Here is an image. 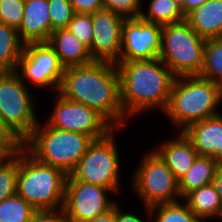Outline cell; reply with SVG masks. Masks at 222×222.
Instances as JSON below:
<instances>
[{
    "label": "cell",
    "mask_w": 222,
    "mask_h": 222,
    "mask_svg": "<svg viewBox=\"0 0 222 222\" xmlns=\"http://www.w3.org/2000/svg\"><path fill=\"white\" fill-rule=\"evenodd\" d=\"M25 0H0V22L18 29L24 15Z\"/></svg>",
    "instance_id": "f546056e"
},
{
    "label": "cell",
    "mask_w": 222,
    "mask_h": 222,
    "mask_svg": "<svg viewBox=\"0 0 222 222\" xmlns=\"http://www.w3.org/2000/svg\"><path fill=\"white\" fill-rule=\"evenodd\" d=\"M207 0H184V6L181 8L185 17L193 10L199 8Z\"/></svg>",
    "instance_id": "8d00e7d4"
},
{
    "label": "cell",
    "mask_w": 222,
    "mask_h": 222,
    "mask_svg": "<svg viewBox=\"0 0 222 222\" xmlns=\"http://www.w3.org/2000/svg\"><path fill=\"white\" fill-rule=\"evenodd\" d=\"M162 26L143 18L124 19L119 61L159 59Z\"/></svg>",
    "instance_id": "4fadbf2b"
},
{
    "label": "cell",
    "mask_w": 222,
    "mask_h": 222,
    "mask_svg": "<svg viewBox=\"0 0 222 222\" xmlns=\"http://www.w3.org/2000/svg\"><path fill=\"white\" fill-rule=\"evenodd\" d=\"M106 187L66 180L63 209L70 222H86L106 212L116 203L107 198Z\"/></svg>",
    "instance_id": "7c38bea8"
},
{
    "label": "cell",
    "mask_w": 222,
    "mask_h": 222,
    "mask_svg": "<svg viewBox=\"0 0 222 222\" xmlns=\"http://www.w3.org/2000/svg\"><path fill=\"white\" fill-rule=\"evenodd\" d=\"M23 147V143L5 125L0 115V149L5 154H12Z\"/></svg>",
    "instance_id": "1f68e13d"
},
{
    "label": "cell",
    "mask_w": 222,
    "mask_h": 222,
    "mask_svg": "<svg viewBox=\"0 0 222 222\" xmlns=\"http://www.w3.org/2000/svg\"><path fill=\"white\" fill-rule=\"evenodd\" d=\"M4 155H6V154L0 149V159H1Z\"/></svg>",
    "instance_id": "ab89813d"
},
{
    "label": "cell",
    "mask_w": 222,
    "mask_h": 222,
    "mask_svg": "<svg viewBox=\"0 0 222 222\" xmlns=\"http://www.w3.org/2000/svg\"><path fill=\"white\" fill-rule=\"evenodd\" d=\"M93 38L89 48L93 61L117 64L121 53L122 24L124 18L102 8L91 13Z\"/></svg>",
    "instance_id": "5bb4252c"
},
{
    "label": "cell",
    "mask_w": 222,
    "mask_h": 222,
    "mask_svg": "<svg viewBox=\"0 0 222 222\" xmlns=\"http://www.w3.org/2000/svg\"><path fill=\"white\" fill-rule=\"evenodd\" d=\"M66 178L61 169L39 162L24 147L19 150L16 193L36 210L63 208Z\"/></svg>",
    "instance_id": "277c9868"
},
{
    "label": "cell",
    "mask_w": 222,
    "mask_h": 222,
    "mask_svg": "<svg viewBox=\"0 0 222 222\" xmlns=\"http://www.w3.org/2000/svg\"><path fill=\"white\" fill-rule=\"evenodd\" d=\"M47 124L61 130L83 133L93 140L105 137L114 127L95 109L58 95Z\"/></svg>",
    "instance_id": "8fae6325"
},
{
    "label": "cell",
    "mask_w": 222,
    "mask_h": 222,
    "mask_svg": "<svg viewBox=\"0 0 222 222\" xmlns=\"http://www.w3.org/2000/svg\"><path fill=\"white\" fill-rule=\"evenodd\" d=\"M114 128L105 137L94 140L66 180H77L117 191L120 162L113 138Z\"/></svg>",
    "instance_id": "ba28073f"
},
{
    "label": "cell",
    "mask_w": 222,
    "mask_h": 222,
    "mask_svg": "<svg viewBox=\"0 0 222 222\" xmlns=\"http://www.w3.org/2000/svg\"><path fill=\"white\" fill-rule=\"evenodd\" d=\"M177 135V138L165 141L156 152L179 180L189 171L199 155L182 131Z\"/></svg>",
    "instance_id": "e0dca14e"
},
{
    "label": "cell",
    "mask_w": 222,
    "mask_h": 222,
    "mask_svg": "<svg viewBox=\"0 0 222 222\" xmlns=\"http://www.w3.org/2000/svg\"><path fill=\"white\" fill-rule=\"evenodd\" d=\"M66 29L86 47H91L94 32L91 14L75 13Z\"/></svg>",
    "instance_id": "f1b7e54d"
},
{
    "label": "cell",
    "mask_w": 222,
    "mask_h": 222,
    "mask_svg": "<svg viewBox=\"0 0 222 222\" xmlns=\"http://www.w3.org/2000/svg\"><path fill=\"white\" fill-rule=\"evenodd\" d=\"M148 14L143 11L141 18L146 22L161 26L186 20L181 7L173 0H150Z\"/></svg>",
    "instance_id": "cb8c5ba5"
},
{
    "label": "cell",
    "mask_w": 222,
    "mask_h": 222,
    "mask_svg": "<svg viewBox=\"0 0 222 222\" xmlns=\"http://www.w3.org/2000/svg\"><path fill=\"white\" fill-rule=\"evenodd\" d=\"M23 48L18 30L0 22V69L16 71Z\"/></svg>",
    "instance_id": "7402d4cb"
},
{
    "label": "cell",
    "mask_w": 222,
    "mask_h": 222,
    "mask_svg": "<svg viewBox=\"0 0 222 222\" xmlns=\"http://www.w3.org/2000/svg\"><path fill=\"white\" fill-rule=\"evenodd\" d=\"M86 222H116V204L106 212Z\"/></svg>",
    "instance_id": "e575fe53"
},
{
    "label": "cell",
    "mask_w": 222,
    "mask_h": 222,
    "mask_svg": "<svg viewBox=\"0 0 222 222\" xmlns=\"http://www.w3.org/2000/svg\"><path fill=\"white\" fill-rule=\"evenodd\" d=\"M51 30L67 28L75 11L69 0H48Z\"/></svg>",
    "instance_id": "83f0119b"
},
{
    "label": "cell",
    "mask_w": 222,
    "mask_h": 222,
    "mask_svg": "<svg viewBox=\"0 0 222 222\" xmlns=\"http://www.w3.org/2000/svg\"><path fill=\"white\" fill-rule=\"evenodd\" d=\"M58 94L95 109L116 129L125 126L116 64L92 61L66 67Z\"/></svg>",
    "instance_id": "6da1fadb"
},
{
    "label": "cell",
    "mask_w": 222,
    "mask_h": 222,
    "mask_svg": "<svg viewBox=\"0 0 222 222\" xmlns=\"http://www.w3.org/2000/svg\"><path fill=\"white\" fill-rule=\"evenodd\" d=\"M94 140L83 133L53 128L45 123L34 128L23 147L39 162L69 175Z\"/></svg>",
    "instance_id": "5b68a950"
},
{
    "label": "cell",
    "mask_w": 222,
    "mask_h": 222,
    "mask_svg": "<svg viewBox=\"0 0 222 222\" xmlns=\"http://www.w3.org/2000/svg\"><path fill=\"white\" fill-rule=\"evenodd\" d=\"M116 222H144V221L134 214L121 212L119 206L116 205Z\"/></svg>",
    "instance_id": "d590c367"
},
{
    "label": "cell",
    "mask_w": 222,
    "mask_h": 222,
    "mask_svg": "<svg viewBox=\"0 0 222 222\" xmlns=\"http://www.w3.org/2000/svg\"><path fill=\"white\" fill-rule=\"evenodd\" d=\"M176 4H178L181 8L184 6V0H173Z\"/></svg>",
    "instance_id": "f35d334b"
},
{
    "label": "cell",
    "mask_w": 222,
    "mask_h": 222,
    "mask_svg": "<svg viewBox=\"0 0 222 222\" xmlns=\"http://www.w3.org/2000/svg\"><path fill=\"white\" fill-rule=\"evenodd\" d=\"M220 163L212 157L198 156L189 171L178 180L181 198L213 182Z\"/></svg>",
    "instance_id": "ffe728a7"
},
{
    "label": "cell",
    "mask_w": 222,
    "mask_h": 222,
    "mask_svg": "<svg viewBox=\"0 0 222 222\" xmlns=\"http://www.w3.org/2000/svg\"><path fill=\"white\" fill-rule=\"evenodd\" d=\"M48 43L55 50L65 68L85 65L93 61L89 48L66 28L52 31Z\"/></svg>",
    "instance_id": "ac0fdd59"
},
{
    "label": "cell",
    "mask_w": 222,
    "mask_h": 222,
    "mask_svg": "<svg viewBox=\"0 0 222 222\" xmlns=\"http://www.w3.org/2000/svg\"><path fill=\"white\" fill-rule=\"evenodd\" d=\"M212 184L215 186L216 191L218 192L222 200V167L220 166L215 173Z\"/></svg>",
    "instance_id": "74e56055"
},
{
    "label": "cell",
    "mask_w": 222,
    "mask_h": 222,
    "mask_svg": "<svg viewBox=\"0 0 222 222\" xmlns=\"http://www.w3.org/2000/svg\"><path fill=\"white\" fill-rule=\"evenodd\" d=\"M103 7L124 19L138 18L141 16V0H102Z\"/></svg>",
    "instance_id": "4dcf8cb0"
},
{
    "label": "cell",
    "mask_w": 222,
    "mask_h": 222,
    "mask_svg": "<svg viewBox=\"0 0 222 222\" xmlns=\"http://www.w3.org/2000/svg\"><path fill=\"white\" fill-rule=\"evenodd\" d=\"M59 211V212H58ZM30 222H70L63 208L36 210Z\"/></svg>",
    "instance_id": "d6a6232c"
},
{
    "label": "cell",
    "mask_w": 222,
    "mask_h": 222,
    "mask_svg": "<svg viewBox=\"0 0 222 222\" xmlns=\"http://www.w3.org/2000/svg\"><path fill=\"white\" fill-rule=\"evenodd\" d=\"M184 200L202 222L207 218L221 216L222 200L212 183L189 192Z\"/></svg>",
    "instance_id": "44dd1931"
},
{
    "label": "cell",
    "mask_w": 222,
    "mask_h": 222,
    "mask_svg": "<svg viewBox=\"0 0 222 222\" xmlns=\"http://www.w3.org/2000/svg\"><path fill=\"white\" fill-rule=\"evenodd\" d=\"M199 156L212 157L222 163V115L208 117L187 126L182 131Z\"/></svg>",
    "instance_id": "9a60e30c"
},
{
    "label": "cell",
    "mask_w": 222,
    "mask_h": 222,
    "mask_svg": "<svg viewBox=\"0 0 222 222\" xmlns=\"http://www.w3.org/2000/svg\"><path fill=\"white\" fill-rule=\"evenodd\" d=\"M205 43L186 20L164 25L159 59L176 77L199 75Z\"/></svg>",
    "instance_id": "8992f818"
},
{
    "label": "cell",
    "mask_w": 222,
    "mask_h": 222,
    "mask_svg": "<svg viewBox=\"0 0 222 222\" xmlns=\"http://www.w3.org/2000/svg\"><path fill=\"white\" fill-rule=\"evenodd\" d=\"M64 70L55 50L48 42H40L24 44L16 72L23 81L26 79L37 87H50L58 91Z\"/></svg>",
    "instance_id": "30bf717a"
},
{
    "label": "cell",
    "mask_w": 222,
    "mask_h": 222,
    "mask_svg": "<svg viewBox=\"0 0 222 222\" xmlns=\"http://www.w3.org/2000/svg\"><path fill=\"white\" fill-rule=\"evenodd\" d=\"M184 204V205H183ZM158 204L147 207L149 216L157 213L154 222H202L188 207L186 203ZM157 210V212H156Z\"/></svg>",
    "instance_id": "d4e9b609"
},
{
    "label": "cell",
    "mask_w": 222,
    "mask_h": 222,
    "mask_svg": "<svg viewBox=\"0 0 222 222\" xmlns=\"http://www.w3.org/2000/svg\"><path fill=\"white\" fill-rule=\"evenodd\" d=\"M222 88L199 75L176 77L164 113L183 131L190 124L219 114ZM219 103V104H218Z\"/></svg>",
    "instance_id": "3957f363"
},
{
    "label": "cell",
    "mask_w": 222,
    "mask_h": 222,
    "mask_svg": "<svg viewBox=\"0 0 222 222\" xmlns=\"http://www.w3.org/2000/svg\"><path fill=\"white\" fill-rule=\"evenodd\" d=\"M36 211L17 193L0 202V222H30Z\"/></svg>",
    "instance_id": "4316f807"
},
{
    "label": "cell",
    "mask_w": 222,
    "mask_h": 222,
    "mask_svg": "<svg viewBox=\"0 0 222 222\" xmlns=\"http://www.w3.org/2000/svg\"><path fill=\"white\" fill-rule=\"evenodd\" d=\"M195 32L205 38L222 36V0H207L186 16Z\"/></svg>",
    "instance_id": "d6986e66"
},
{
    "label": "cell",
    "mask_w": 222,
    "mask_h": 222,
    "mask_svg": "<svg viewBox=\"0 0 222 222\" xmlns=\"http://www.w3.org/2000/svg\"><path fill=\"white\" fill-rule=\"evenodd\" d=\"M133 175L134 191L146 208L182 200L178 180L155 149L143 157Z\"/></svg>",
    "instance_id": "9c48e42d"
},
{
    "label": "cell",
    "mask_w": 222,
    "mask_h": 222,
    "mask_svg": "<svg viewBox=\"0 0 222 222\" xmlns=\"http://www.w3.org/2000/svg\"><path fill=\"white\" fill-rule=\"evenodd\" d=\"M17 30L24 44L48 42L52 33L48 0H25L23 19Z\"/></svg>",
    "instance_id": "2e32d148"
},
{
    "label": "cell",
    "mask_w": 222,
    "mask_h": 222,
    "mask_svg": "<svg viewBox=\"0 0 222 222\" xmlns=\"http://www.w3.org/2000/svg\"><path fill=\"white\" fill-rule=\"evenodd\" d=\"M19 150L0 159V202L16 194Z\"/></svg>",
    "instance_id": "484cf974"
},
{
    "label": "cell",
    "mask_w": 222,
    "mask_h": 222,
    "mask_svg": "<svg viewBox=\"0 0 222 222\" xmlns=\"http://www.w3.org/2000/svg\"><path fill=\"white\" fill-rule=\"evenodd\" d=\"M120 101L125 116L131 117L169 102L176 76L160 59L119 61ZM130 115V116H129Z\"/></svg>",
    "instance_id": "7a4b0ae2"
},
{
    "label": "cell",
    "mask_w": 222,
    "mask_h": 222,
    "mask_svg": "<svg viewBox=\"0 0 222 222\" xmlns=\"http://www.w3.org/2000/svg\"><path fill=\"white\" fill-rule=\"evenodd\" d=\"M75 13H94L103 7L102 0H69Z\"/></svg>",
    "instance_id": "836d02e7"
},
{
    "label": "cell",
    "mask_w": 222,
    "mask_h": 222,
    "mask_svg": "<svg viewBox=\"0 0 222 222\" xmlns=\"http://www.w3.org/2000/svg\"><path fill=\"white\" fill-rule=\"evenodd\" d=\"M16 71L0 75V115L10 131L24 143L39 124L30 90Z\"/></svg>",
    "instance_id": "52a82bcc"
},
{
    "label": "cell",
    "mask_w": 222,
    "mask_h": 222,
    "mask_svg": "<svg viewBox=\"0 0 222 222\" xmlns=\"http://www.w3.org/2000/svg\"><path fill=\"white\" fill-rule=\"evenodd\" d=\"M200 77L222 88V36L206 39Z\"/></svg>",
    "instance_id": "603a6c76"
}]
</instances>
